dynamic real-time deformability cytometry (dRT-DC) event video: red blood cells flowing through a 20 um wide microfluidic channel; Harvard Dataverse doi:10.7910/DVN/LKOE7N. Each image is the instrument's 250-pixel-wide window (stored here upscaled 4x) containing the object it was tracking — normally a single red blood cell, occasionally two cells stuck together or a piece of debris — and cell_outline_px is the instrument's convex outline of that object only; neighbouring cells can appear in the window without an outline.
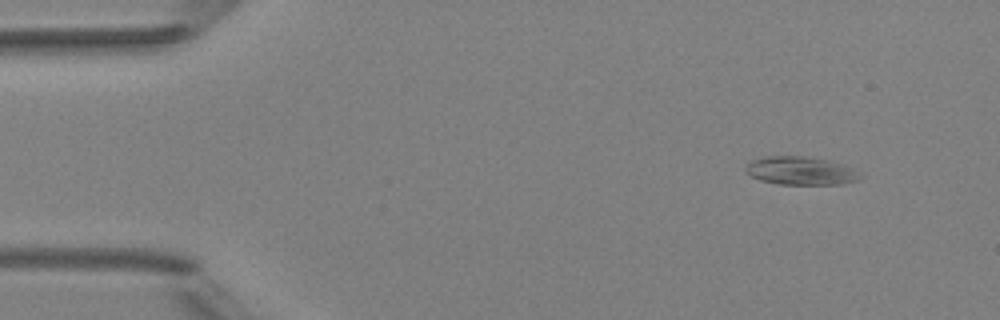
{"species": "Egyptian fruit bat (a non-hibernating species)", "species_latin": "Rousettus aegyptiacus", "temperature_condition": "room temperature", "stored_images_in_passage": 3, "camera_frame_rate_fps": 3000, "um_per_image_px": 0.085, "animal": {"sex": "female"}, "frame": {"image": 1, "passage_image": 1, "time_ms": 0.0, "image_size_px": [1000, 320], "cell_outline_px": [[864, 176], [860, 180], [840, 184], [780, 184], [760, 180], [744, 172], [744, 168], [752, 160], [764, 156], [804, 156], [828, 160], [840, 164]], "centroid_in_image_um": [68.01, 14.52], "position_along_channel_um": 17.0, "area_um2": 18.67}}
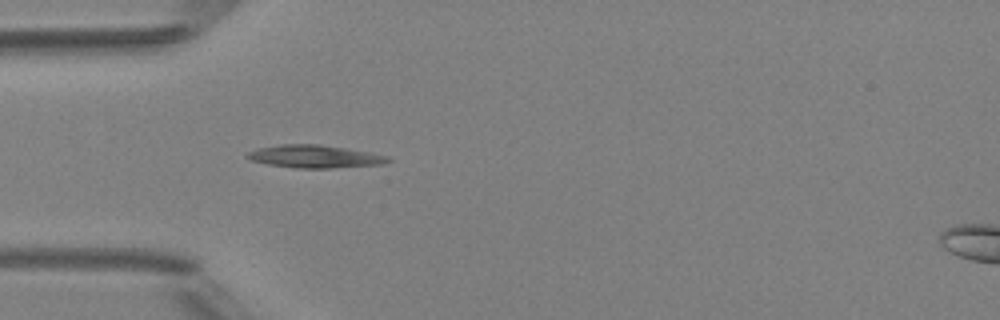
{"frame": {"image": 2, "passage_image": 3, "time_ms": 3.333, "image_size_px": [1000, 320], "cell_outline_px": [[392, 160], [384, 164], [332, 168], [296, 168], [268, 164], [252, 160], [244, 156], [248, 152], [256, 148], [280, 144], [320, 144], [368, 152], [388, 156]], "centroid_in_image_um": [26.74, 13.3], "position_along_channel_um": 58.3, "area_um2": 18.67}}